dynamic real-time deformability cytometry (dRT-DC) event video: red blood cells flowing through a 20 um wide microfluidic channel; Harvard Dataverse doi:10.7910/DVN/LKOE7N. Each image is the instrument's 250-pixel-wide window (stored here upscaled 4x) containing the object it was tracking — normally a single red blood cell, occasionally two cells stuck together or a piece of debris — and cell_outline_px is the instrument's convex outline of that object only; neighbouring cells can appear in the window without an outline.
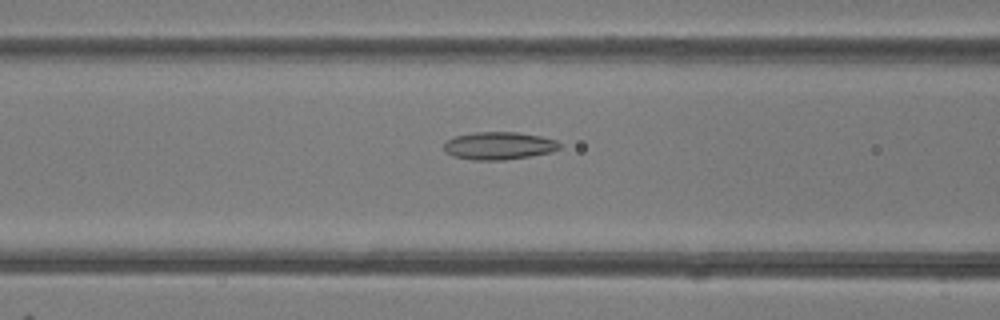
{"species": "common noctule bat (a hibernating species)", "species_latin": "Nyctalus noctula", "temperature_condition": "room temperature", "stored_images_in_passage": 37, "camera_frame_rate_fps": 3000, "um_per_image_px": 0.085, "animal": {"sex": "female"}, "frame": {"image": 1, "passage_image": 20, "time_ms": 6.333, "image_size_px": [1000, 320], "cell_outline_px": [[560, 148], [552, 152], [504, 160], [472, 160], [452, 156], [444, 152], [444, 144], [448, 140], [456, 136], [476, 132], [516, 132], [540, 136], [556, 140], [560, 144]], "centroid_in_image_um": [42.39, 12.39], "position_along_channel_um": 124.2, "area_um2": 18.61}}
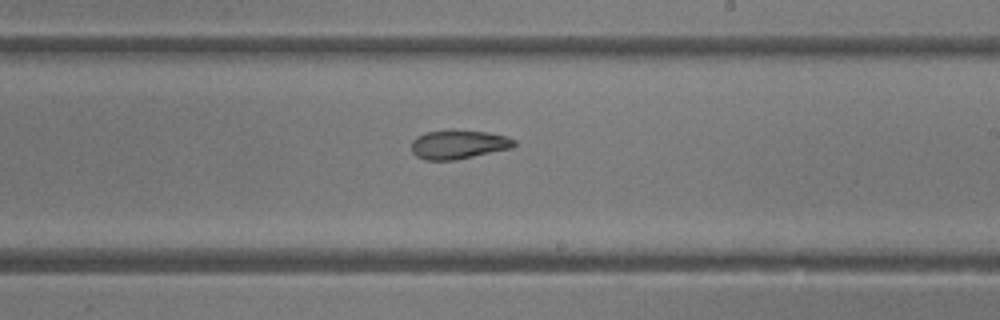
{"frame": {"image": 2, "passage_image": 29, "time_ms": 9.333, "image_size_px": [1000, 320], "cell_outline_px": [[516, 144], [512, 148], [456, 160], [424, 160], [416, 156], [412, 152], [412, 140], [416, 136], [424, 132], [448, 128], [452, 128], [488, 132], [504, 136], [516, 140]], "centroid_in_image_um": [38.94, 12.25], "position_along_channel_um": 250.1, "area_um2": 17.86}}
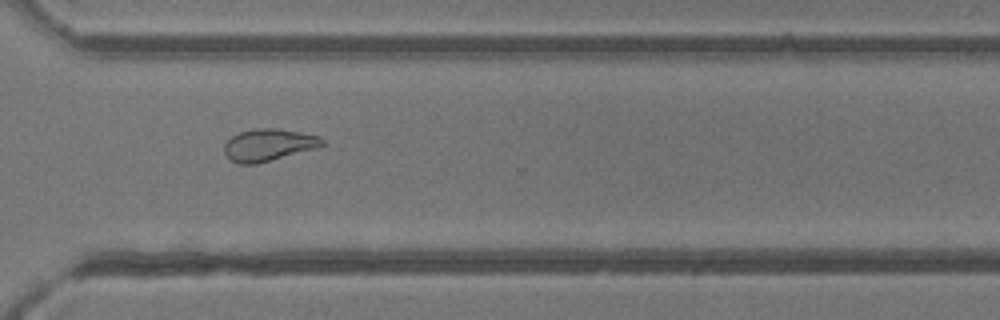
{"frame": {"image": 3, "passage_image": 36, "time_ms": 11.667, "image_size_px": [1000, 320], "cell_outline_px": [[324, 144], [316, 148], [256, 164], [240, 164], [232, 160], [224, 152], [224, 144], [232, 136], [240, 132], [256, 128], [280, 128], [320, 136], [324, 140]], "centroid_in_image_um": [22.83, 12.3], "position_along_channel_um": 347.8, "area_um2": 18.21}}